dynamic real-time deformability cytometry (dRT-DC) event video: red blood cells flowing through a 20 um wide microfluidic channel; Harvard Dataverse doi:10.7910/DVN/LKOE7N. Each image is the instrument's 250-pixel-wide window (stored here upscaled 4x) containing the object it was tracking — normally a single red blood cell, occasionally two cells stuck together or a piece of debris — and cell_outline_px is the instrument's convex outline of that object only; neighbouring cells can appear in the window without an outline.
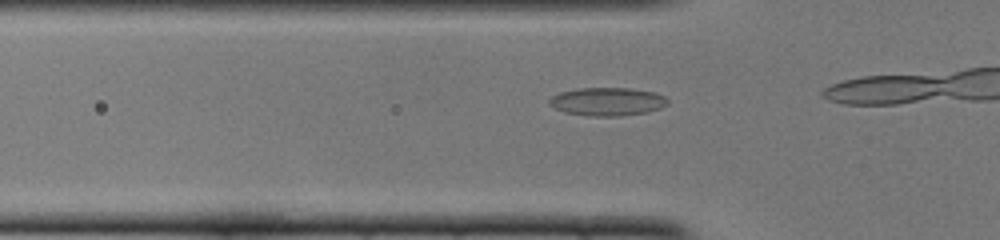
{"species": "common noctule bat (a hibernating species)", "species_latin": "Nyctalus noctula", "temperature_condition": "cold", "stored_images_in_passage": 14, "camera_frame_rate_fps": 3000, "um_per_image_px": 0.085, "animal": {"sex": "female", "body_mass_g": 22.0, "forearm_length_mm": 56.7}, "frame": {"image": 1, "passage_image": 12, "time_ms": 3.667, "image_size_px": [1000, 240], "cell_outline_px": [[668, 104], [660, 108], [648, 112], [620, 116], [588, 116], [564, 112], [548, 104], [548, 100], [552, 96], [560, 92], [576, 88], [632, 88], [656, 92], [664, 96], [668, 100]], "centroid_in_image_um": [51.63, 8.63], "position_along_channel_um": 74.2, "area_um2": 19.65}}